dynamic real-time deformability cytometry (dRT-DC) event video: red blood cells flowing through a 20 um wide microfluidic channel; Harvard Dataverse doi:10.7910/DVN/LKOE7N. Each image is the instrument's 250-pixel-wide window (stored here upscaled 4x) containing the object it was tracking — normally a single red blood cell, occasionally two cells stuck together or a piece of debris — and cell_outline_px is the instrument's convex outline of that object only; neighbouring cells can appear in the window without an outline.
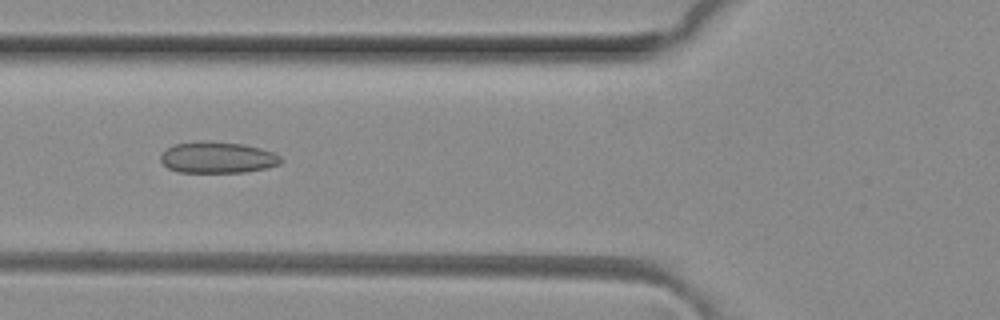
{"species": "common noctule bat (a hibernating species)", "species_latin": "Nyctalus noctula", "temperature_condition": "room temperature", "stored_images_in_passage": 5, "camera_frame_rate_fps": 3000, "um_per_image_px": 0.085, "animal": {"sex": "female", "body_mass_g": 29.2, "forearm_length_mm": 56.3}, "frame": {"image": 1, "passage_image": 5, "time_ms": 1.333, "image_size_px": [1000, 320], "cell_outline_px": [[284, 160], [280, 164], [264, 168], [244, 172], [180, 172], [168, 168], [160, 160], [160, 156], [168, 148], [176, 144], [200, 140], [208, 140], [244, 144], [260, 148], [272, 152], [280, 156]], "centroid_in_image_um": [18.5, 13.37], "position_along_channel_um": 107.3, "area_um2": 21.96}}